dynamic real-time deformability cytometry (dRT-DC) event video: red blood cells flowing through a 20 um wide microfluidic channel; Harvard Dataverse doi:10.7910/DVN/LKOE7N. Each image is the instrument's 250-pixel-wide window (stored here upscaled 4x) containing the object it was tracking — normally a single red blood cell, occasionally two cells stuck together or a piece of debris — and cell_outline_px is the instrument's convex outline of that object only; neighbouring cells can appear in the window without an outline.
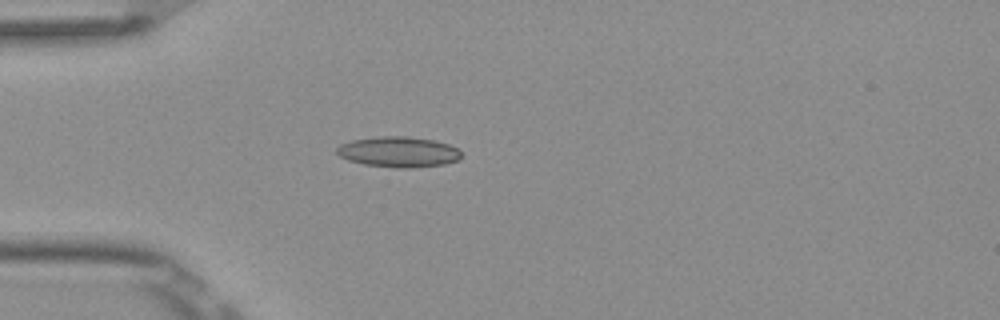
{"species": "Egyptian fruit bat (a non-hibernating species)", "species_latin": "Rousettus aegyptiacus", "temperature_condition": "room temperature", "stored_images_in_passage": 6, "camera_frame_rate_fps": 3000, "um_per_image_px": 0.085, "frame": {"image": 1, "passage_image": 4, "time_ms": 1.0, "image_size_px": [1000, 320], "cell_outline_px": [[460, 160], [444, 164], [412, 168], [396, 168], [364, 164], [348, 160], [340, 156], [336, 152], [336, 148], [340, 144], [352, 140], [376, 136], [404, 136], [432, 140], [448, 144], [456, 148], [460, 152]], "centroid_in_image_um": [33.85, 12.91], "position_along_channel_um": 51.2, "area_um2": 22.14}}
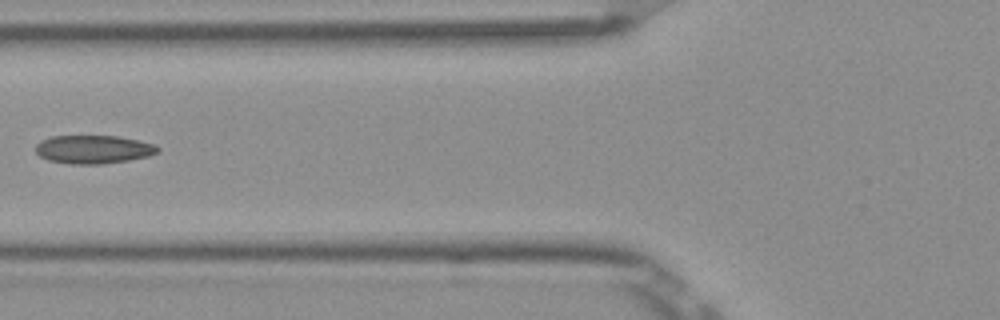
{"frame": {"image": 2, "passage_image": 6, "time_ms": 1.667, "image_size_px": [1000, 320], "cell_outline_px": [[160, 152], [148, 156], [128, 160], [100, 164], [72, 164], [48, 160], [40, 156], [36, 152], [36, 144], [40, 140], [52, 136], [116, 136], [156, 144], [160, 148]], "centroid_in_image_um": [7.95, 12.69], "position_along_channel_um": 117.9, "area_um2": 20.17}}